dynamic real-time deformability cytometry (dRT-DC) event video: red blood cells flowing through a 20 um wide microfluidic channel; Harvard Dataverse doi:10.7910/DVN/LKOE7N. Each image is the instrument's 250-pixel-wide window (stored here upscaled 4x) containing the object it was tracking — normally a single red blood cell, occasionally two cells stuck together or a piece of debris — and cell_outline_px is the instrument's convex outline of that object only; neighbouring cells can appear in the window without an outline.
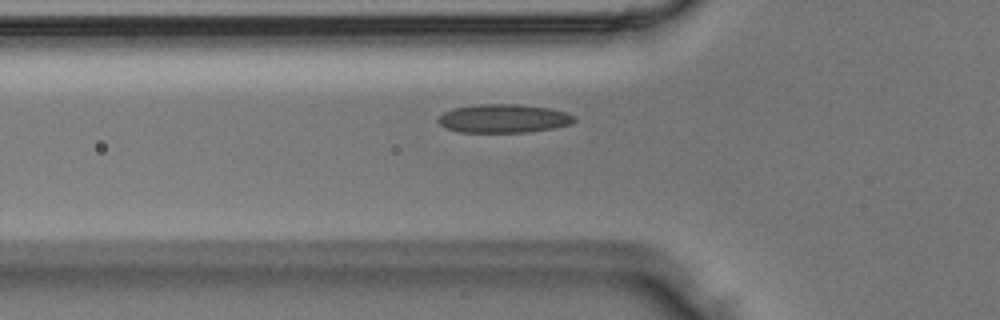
{"species": "Egyptian fruit bat (a non-hibernating species)", "species_latin": "Rousettus aegyptiacus", "temperature_condition": "room temperature", "stored_images_in_passage": 34, "camera_frame_rate_fps": 3000, "um_per_image_px": 0.085, "animal": {"sex": "male"}, "frame": {"image": 1, "passage_image": 2, "time_ms": 0.333, "image_size_px": [1000, 320], "cell_outline_px": [[576, 120], [572, 124], [552, 128], [528, 132], [456, 132], [444, 128], [436, 120], [444, 112], [452, 108], [480, 104], [516, 104], [548, 108], [564, 112], [576, 116]], "centroid_in_image_um": [42.78, 10.08], "position_along_channel_um": 83.0, "area_um2": 22.72}}
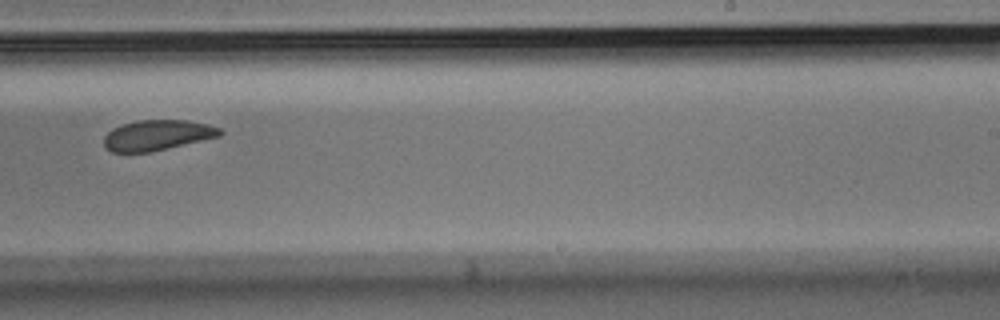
{"frame": {"image": 2, "passage_image": 16, "time_ms": 5.0, "image_size_px": [1000, 320], "cell_outline_px": [[224, 132], [220, 136], [148, 152], [112, 152], [104, 148], [104, 136], [112, 128], [120, 124], [136, 120], [184, 120], [208, 124], [220, 128]], "centroid_in_image_um": [13.33, 11.48], "position_along_channel_um": 275.7, "area_um2": 20.52}}
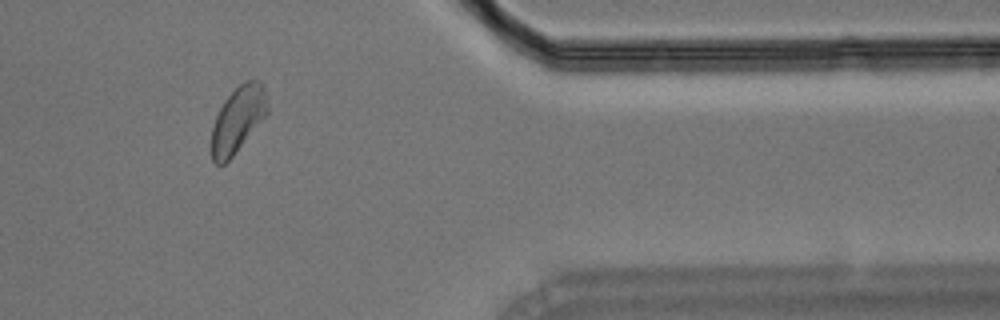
{"frame": {"image": 3, "passage_image": 26, "time_ms": 8.333, "image_size_px": [1000, 320], "cell_outline_px": [[268, 112], [232, 156], [224, 164], [216, 164], [212, 160], [212, 128], [216, 116], [224, 100], [240, 84], [248, 80], [256, 80], [264, 84], [268, 108]], "centroid_in_image_um": [20.22, 10.14], "position_along_channel_um": 391.2, "area_um2": 20.98}}